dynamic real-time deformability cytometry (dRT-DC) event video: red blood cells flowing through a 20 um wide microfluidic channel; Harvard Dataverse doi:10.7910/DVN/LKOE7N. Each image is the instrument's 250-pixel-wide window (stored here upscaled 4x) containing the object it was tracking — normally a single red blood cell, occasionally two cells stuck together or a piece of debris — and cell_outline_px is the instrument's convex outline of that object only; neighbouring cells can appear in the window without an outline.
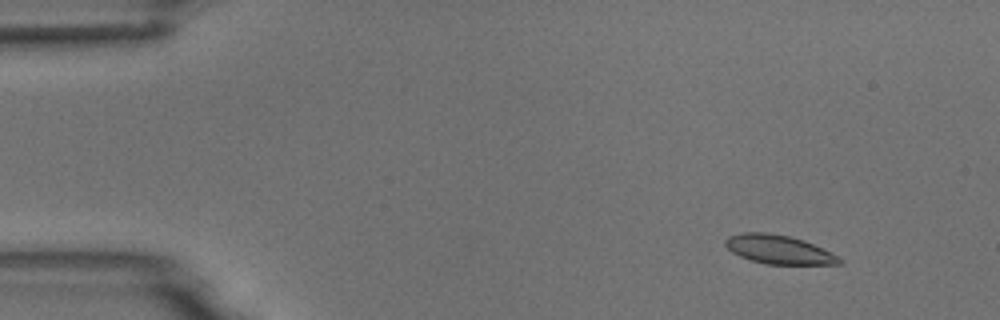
{"species": "common noctule bat (a hibernating species)", "species_latin": "Nyctalus noctula", "temperature_condition": "room temperature", "stored_images_in_passage": 5, "camera_frame_rate_fps": 3000, "um_per_image_px": 0.085, "animal": {"sex": "male", "body_mass_g": 18.8}, "frame": {"image": 1, "passage_image": 2, "time_ms": 1.0, "image_size_px": [1000, 320], "cell_outline_px": [[844, 264], [764, 264], [740, 256], [732, 252], [724, 244], [724, 240], [728, 236], [744, 232], [768, 232], [788, 236], [804, 240], [844, 260]], "centroid_in_image_um": [66.15, 21.2], "position_along_channel_um": 18.8, "area_um2": 18.96}}